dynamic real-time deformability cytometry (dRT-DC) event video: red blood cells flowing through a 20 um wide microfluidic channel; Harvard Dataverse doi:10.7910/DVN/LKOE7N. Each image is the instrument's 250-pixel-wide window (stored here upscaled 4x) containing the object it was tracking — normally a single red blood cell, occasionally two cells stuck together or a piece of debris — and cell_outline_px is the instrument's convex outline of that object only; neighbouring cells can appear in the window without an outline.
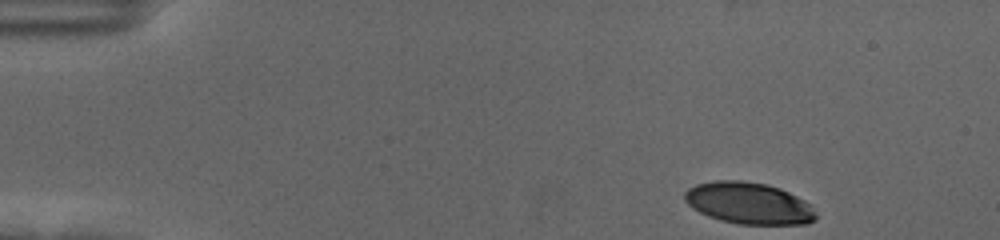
{"species": "human", "species_latin": "Homo sapiens", "temperature_condition": "cold", "stored_images_in_passage": 51, "camera_frame_rate_fps": 3000, "um_per_image_px": 0.085, "donor": {"sex": "female"}, "frame": {"image": 1, "passage_image": 1, "time_ms": 0.0, "image_size_px": [1000, 240], "cell_outline_px": [[816, 220], [808, 224], [740, 224], [720, 220], [708, 216], [692, 208], [684, 200], [684, 192], [688, 188], [696, 184], [716, 180], [740, 180], [768, 184], [780, 188], [812, 204], [816, 216]], "centroid_in_image_um": [63.65, 17.27], "position_along_channel_um": 21.4, "area_um2": 32.08}}
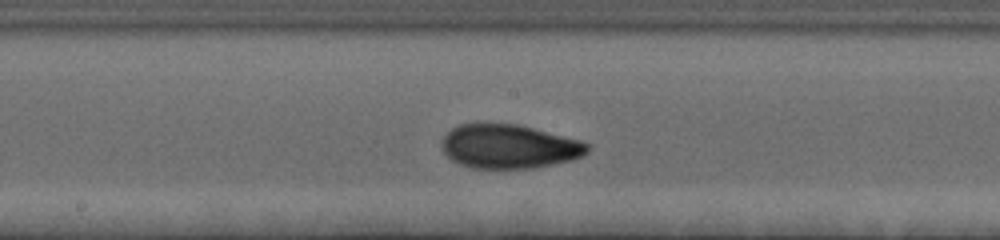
{"frame": {"image": 2, "passage_image": 25, "time_ms": 8.0, "image_size_px": [1000, 240], "cell_outline_px": [[588, 152], [572, 160], [532, 168], [472, 168], [460, 164], [452, 160], [444, 152], [444, 136], [452, 128], [460, 124], [516, 124], [584, 140], [588, 144]], "centroid_in_image_um": [43.31, 12.45], "position_along_channel_um": 204.9, "area_um2": 36.99}}
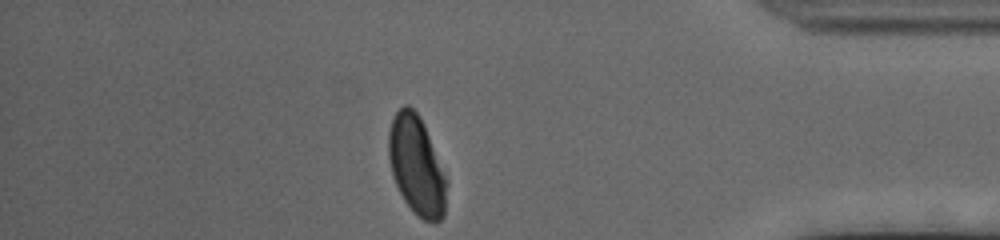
{"frame": {"image": 3, "passage_image": 44, "time_ms": 14.333, "image_size_px": [1000, 240], "cell_outline_px": [[448, 184], [444, 216], [440, 220], [424, 220], [404, 200], [392, 176], [388, 156], [388, 132], [392, 120], [396, 112], [404, 104], [408, 104], [416, 112], [424, 124], [448, 180]], "centroid_in_image_um": [35.41, 14.05], "position_along_channel_um": 399.8, "area_um2": 33.29}, "authors_computed_cell_mechanics": {"area_um2": 36.125, "velocity_mm_per_s": 3.555, "shape_relaxation_time_tau1_ms": 4.1655, "shape_relaxation_time_tau2_ms": 1.0107, "deformation_change_tau1": 0.1703, "deformation_change_tau2": 0.0501}}